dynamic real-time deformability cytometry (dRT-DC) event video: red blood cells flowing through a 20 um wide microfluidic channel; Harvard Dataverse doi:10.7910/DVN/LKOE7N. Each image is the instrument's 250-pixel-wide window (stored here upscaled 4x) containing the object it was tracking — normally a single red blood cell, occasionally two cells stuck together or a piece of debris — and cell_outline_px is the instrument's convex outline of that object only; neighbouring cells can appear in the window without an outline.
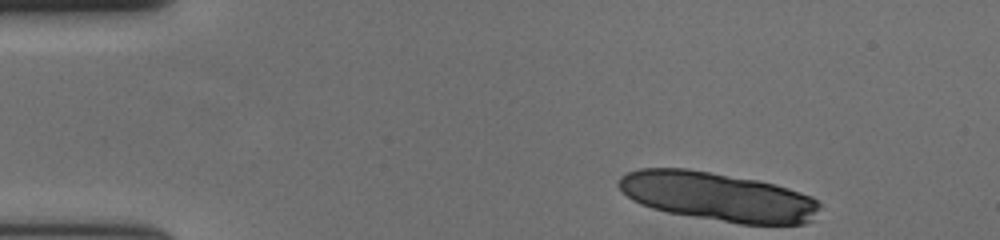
{"species": "human", "species_latin": "Homo sapiens", "temperature_condition": "cold", "stored_images_in_passage": 12, "camera_frame_rate_fps": 3000, "um_per_image_px": 0.085, "donor": {"sex": "female"}, "frame": {"image": 1, "passage_image": 1, "time_ms": 0.0, "image_size_px": [1000, 240], "cell_outline_px": [[820, 208], [812, 220], [804, 224], [740, 224], [668, 212], [652, 208], [640, 204], [632, 200], [616, 184], [620, 176], [628, 172], [640, 168], [688, 168], [756, 180], [776, 184], [812, 196], [820, 204]], "centroid_in_image_um": [61.01, 16.71], "position_along_channel_um": 24.0, "area_um2": 57.16}}